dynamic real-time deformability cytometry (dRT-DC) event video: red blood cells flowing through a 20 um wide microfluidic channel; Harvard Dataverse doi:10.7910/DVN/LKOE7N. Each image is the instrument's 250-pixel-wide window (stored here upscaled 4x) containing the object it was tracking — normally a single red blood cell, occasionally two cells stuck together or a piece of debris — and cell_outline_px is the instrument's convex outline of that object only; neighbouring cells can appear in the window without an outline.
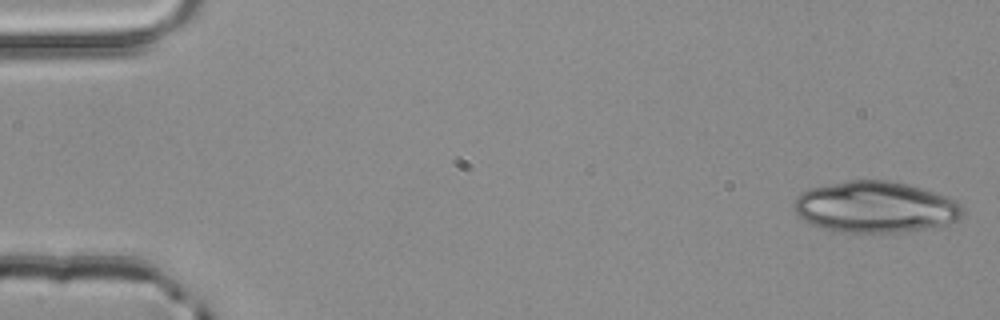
{"species": "common noctule bat (a hibernating species)", "species_latin": "Nyctalus noctula", "temperature_condition": "room temperature", "stored_images_in_passage": 3, "camera_frame_rate_fps": 3000, "um_per_image_px": 0.085, "animal": {"sex": "male", "body_mass_g": 20.4}, "frame": {"image": 1, "passage_image": 1, "time_ms": 0.0, "image_size_px": [1000, 320], "cell_outline_px": [[964, 212], [956, 220], [948, 224], [904, 232], [848, 232], [824, 228], [812, 224], [804, 220], [796, 212], [792, 204], [800, 192], [808, 188], [848, 180], [888, 180], [936, 192], [956, 200], [964, 208]], "centroid_in_image_um": [74.4, 17.59], "position_along_channel_um": 10.6, "area_um2": 50.23}}